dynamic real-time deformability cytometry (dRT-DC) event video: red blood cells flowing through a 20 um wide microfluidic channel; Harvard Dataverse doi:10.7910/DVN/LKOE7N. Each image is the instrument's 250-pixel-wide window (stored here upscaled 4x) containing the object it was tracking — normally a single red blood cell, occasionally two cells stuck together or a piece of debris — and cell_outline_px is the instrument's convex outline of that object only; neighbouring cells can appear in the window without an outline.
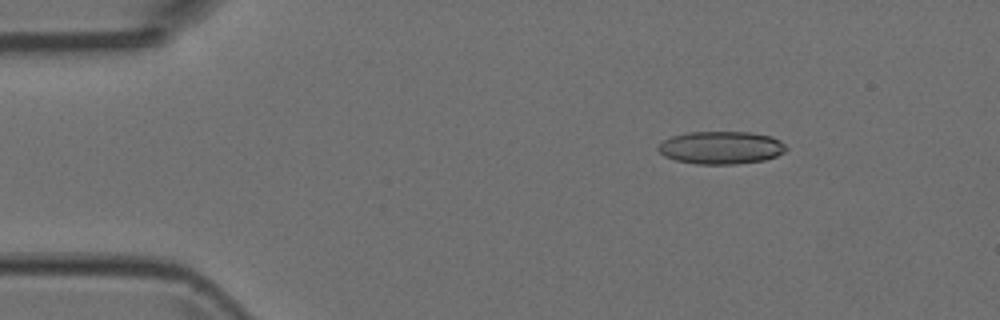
{"species": "Egyptian fruit bat (a non-hibernating species)", "species_latin": "Rousettus aegyptiacus", "temperature_condition": "room temperature", "stored_images_in_passage": 5, "camera_frame_rate_fps": 3000, "um_per_image_px": 0.085, "animal": {"sex": "female"}, "frame": {"image": 1, "passage_image": 2, "time_ms": 0.333, "image_size_px": [1000, 320], "cell_outline_px": [[788, 148], [784, 152], [776, 156], [764, 160], [736, 164], [696, 164], [676, 160], [664, 156], [656, 148], [656, 144], [672, 136], [688, 132], [752, 132], [772, 136], [780, 140]], "centroid_in_image_um": [61.28, 12.54], "position_along_channel_um": 23.7, "area_um2": 24.62}}
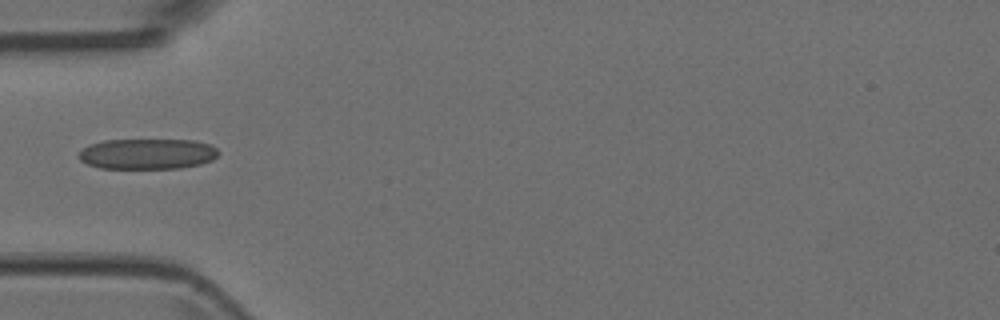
{"frame": {"image": 2, "passage_image": 4, "time_ms": 1.0, "image_size_px": [1000, 320], "cell_outline_px": [[220, 152], [212, 160], [200, 164], [180, 168], [100, 168], [88, 164], [80, 160], [76, 156], [88, 144], [104, 140], [192, 140], [212, 144]], "centroid_in_image_um": [12.52, 13.07], "position_along_channel_um": 72.5, "area_um2": 24.97}}